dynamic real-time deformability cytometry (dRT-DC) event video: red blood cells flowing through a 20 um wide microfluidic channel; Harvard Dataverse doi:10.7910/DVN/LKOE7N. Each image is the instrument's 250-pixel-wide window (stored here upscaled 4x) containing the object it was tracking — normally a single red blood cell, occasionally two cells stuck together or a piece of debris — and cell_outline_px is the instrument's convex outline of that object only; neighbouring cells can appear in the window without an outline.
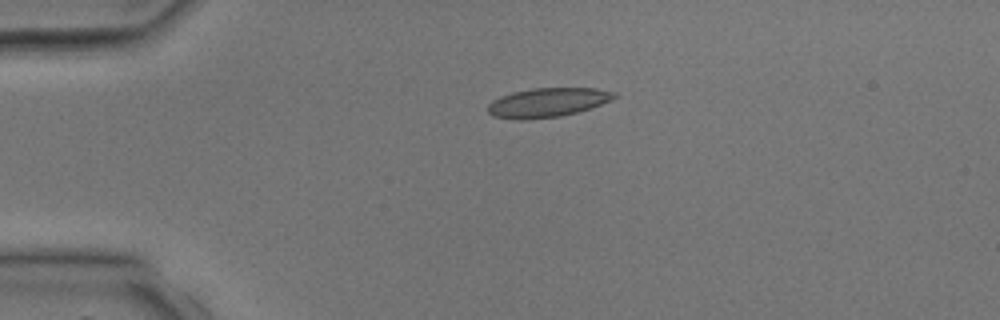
{"species": "common noctule bat (a hibernating species)", "species_latin": "Nyctalus noctula", "temperature_condition": "room temperature", "stored_images_in_passage": 4, "camera_frame_rate_fps": 3000, "um_per_image_px": 0.085, "animal": {"sex": "male", "body_mass_g": 17.9, "forearm_length_mm": 54.2}, "frame": {"image": 1, "passage_image": 3, "time_ms": 2.667, "image_size_px": [1000, 320], "cell_outline_px": [[616, 96], [612, 100], [576, 112], [560, 116], [524, 120], [516, 120], [492, 116], [488, 112], [488, 104], [492, 100], [500, 96], [512, 92], [532, 88], [596, 88], [616, 92]], "centroid_in_image_um": [46.49, 8.71], "position_along_channel_um": 38.5, "area_um2": 21.5}}